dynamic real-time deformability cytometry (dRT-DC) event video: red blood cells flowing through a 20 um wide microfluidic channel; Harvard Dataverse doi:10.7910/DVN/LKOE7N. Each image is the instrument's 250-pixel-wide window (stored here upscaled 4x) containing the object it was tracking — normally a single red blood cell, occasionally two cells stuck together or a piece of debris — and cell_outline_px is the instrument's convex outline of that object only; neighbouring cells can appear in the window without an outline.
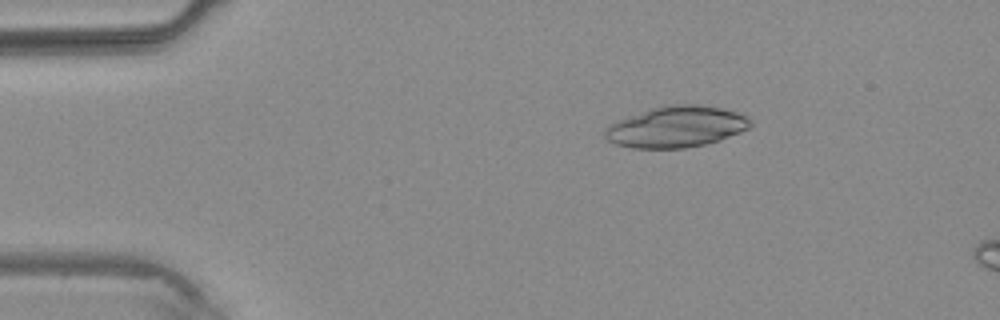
{"species": "common noctule bat (a hibernating species)", "species_latin": "Nyctalus noctula", "temperature_condition": "warm", "stored_images_in_passage": 3, "camera_frame_rate_fps": 3000, "um_per_image_px": 0.085, "animal": {"sex": "male", "body_mass_g": 20.4}, "frame": {"image": 1, "passage_image": 1, "time_ms": 0.0, "image_size_px": [1000, 320], "cell_outline_px": [[752, 124], [748, 128], [740, 132], [720, 140], [704, 144], [684, 148], [632, 148], [616, 144], [608, 140], [604, 136], [604, 128], [628, 116], [652, 108], [668, 104], [700, 104], [724, 108], [736, 112], [752, 120]], "centroid_in_image_um": [57.5, 10.77], "position_along_channel_um": 27.5, "area_um2": 34.8}}